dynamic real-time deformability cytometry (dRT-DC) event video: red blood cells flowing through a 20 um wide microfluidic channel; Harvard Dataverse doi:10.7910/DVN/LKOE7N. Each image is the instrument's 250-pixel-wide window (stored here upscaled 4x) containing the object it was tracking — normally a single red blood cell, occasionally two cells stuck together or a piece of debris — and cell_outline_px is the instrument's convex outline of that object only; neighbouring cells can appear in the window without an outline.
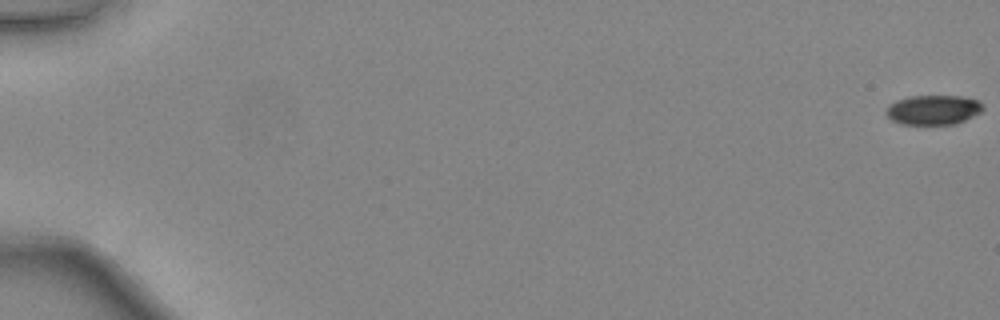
{"species": "common noctule bat (a hibernating species)", "species_latin": "Nyctalus noctula", "temperature_condition": "warm", "stored_images_in_passage": 49, "camera_frame_rate_fps": 3000, "um_per_image_px": 0.085, "animal": {"sex": "female", "body_mass_g": 24.6, "forearm_length_mm": 56.2}, "frame": {"image": 1, "passage_image": 1, "time_ms": 0.0, "image_size_px": [1000, 320], "cell_outline_px": [[984, 108], [980, 112], [956, 124], [900, 124], [892, 120], [884, 112], [888, 104], [896, 100], [908, 96], [960, 96], [980, 100], [984, 104]], "centroid_in_image_um": [79.31, 9.33], "position_along_channel_um": 5.7, "area_um2": 16.88}}
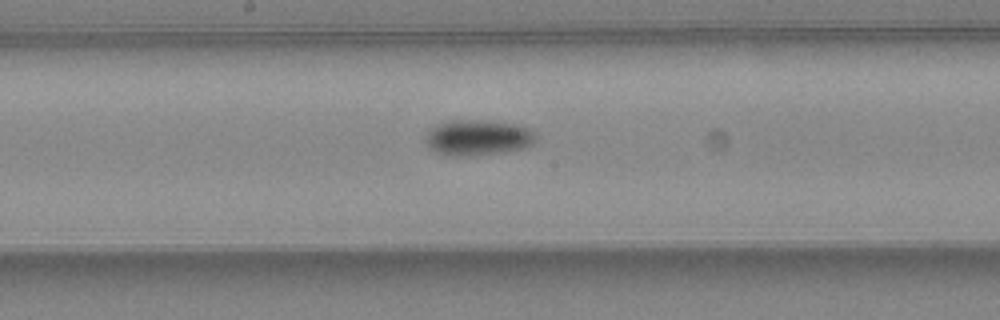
{"frame": {"image": 2, "passage_image": 28, "time_ms": 9.0, "image_size_px": [1000, 320], "cell_outline_px": [[536, 140], [532, 144], [524, 148], [504, 152], [472, 156], [452, 156], [436, 152], [428, 148], [424, 140], [428, 128], [448, 120], [488, 120], [516, 124], [528, 128], [536, 136]], "centroid_in_image_um": [40.57, 11.69], "position_along_channel_um": 207.6, "area_um2": 23.29}}
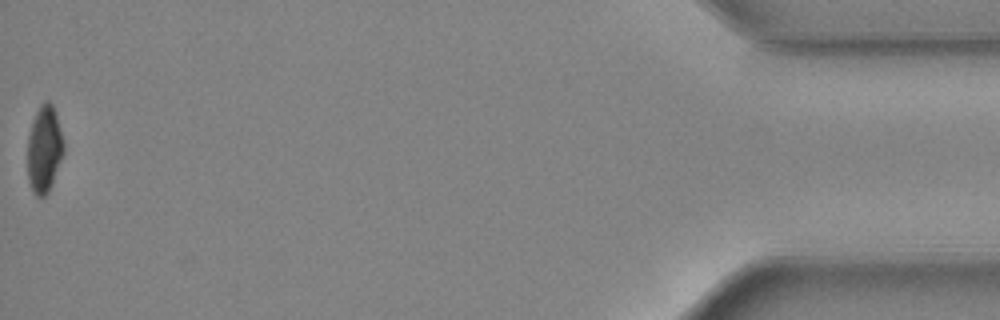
{"frame": {"image": 3, "passage_image": 49, "time_ms": 16.0, "image_size_px": [1000, 320], "cell_outline_px": [[64, 152], [48, 192], [44, 196], [36, 196], [32, 192], [28, 180], [28, 136], [32, 120], [40, 104], [44, 100], [48, 100], [52, 104], [56, 112], [64, 140]], "centroid_in_image_um": [3.76, 12.64], "position_along_channel_um": 431.4, "area_um2": 18.44}, "authors_computed_cell_mechanics": {"area_um2": 19.8254, "velocity_mm_per_s": 4.4612, "shape_relaxation_time_tau1_ms": 5.6786, "shape_relaxation_time_tau2_ms": null, "deformation_change_tau1": 0.1508, "deformation_change_tau2": null}}